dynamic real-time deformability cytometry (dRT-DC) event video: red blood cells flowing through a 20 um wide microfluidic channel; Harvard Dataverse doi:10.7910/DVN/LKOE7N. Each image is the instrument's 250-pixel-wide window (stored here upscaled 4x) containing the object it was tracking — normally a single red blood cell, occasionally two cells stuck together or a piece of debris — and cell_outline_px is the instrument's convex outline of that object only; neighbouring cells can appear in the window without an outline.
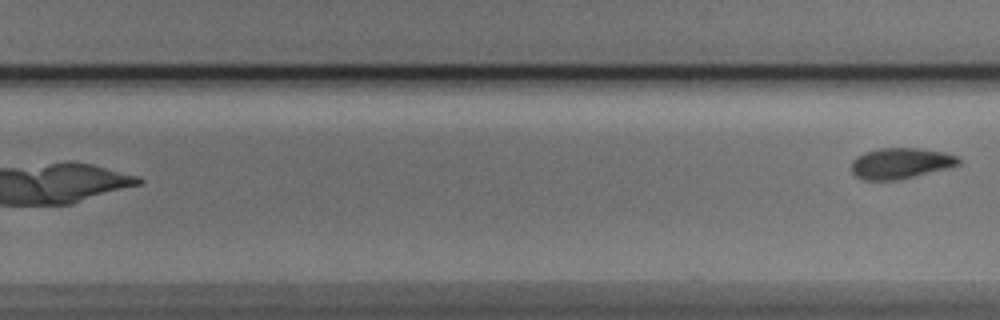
{"species": "Egyptian fruit bat (a non-hibernating species)", "species_latin": "Rousettus aegyptiacus", "temperature_condition": "cold", "stored_images_in_passage": 10, "camera_frame_rate_fps": 3000, "um_per_image_px": 0.085, "animal": {"sex": "male"}, "frame": {"image": 1, "passage_image": 10, "time_ms": 11.333, "image_size_px": [1000, 320], "cell_outline_px": [[960, 164], [952, 168], [900, 180], [864, 180], [856, 176], [852, 172], [852, 160], [856, 156], [864, 152], [880, 148], [920, 148], [944, 152], [960, 156]], "centroid_in_image_um": [76.6, 13.88], "position_along_channel_um": 253.2, "area_um2": 19.71}}